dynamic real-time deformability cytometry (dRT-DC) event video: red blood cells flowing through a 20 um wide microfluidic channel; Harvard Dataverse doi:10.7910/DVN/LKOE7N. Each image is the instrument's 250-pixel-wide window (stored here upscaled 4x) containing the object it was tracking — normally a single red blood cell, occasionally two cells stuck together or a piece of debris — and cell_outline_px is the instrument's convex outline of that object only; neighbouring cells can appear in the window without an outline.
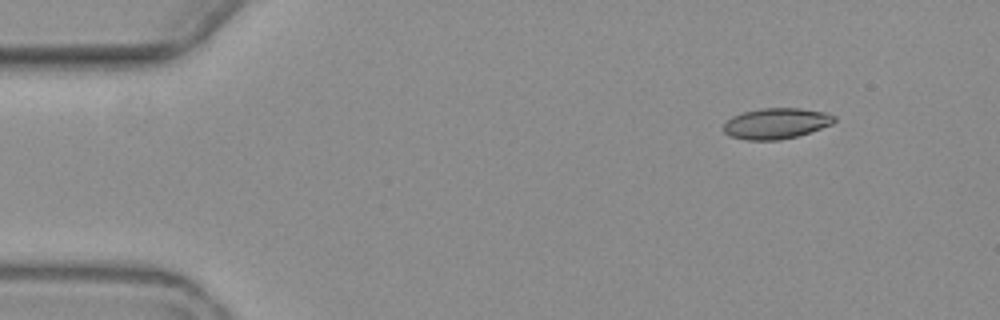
{"species": "common noctule bat (a hibernating species)", "species_latin": "Nyctalus noctula", "temperature_condition": "warm", "stored_images_in_passage": 4, "camera_frame_rate_fps": 3000, "um_per_image_px": 0.085, "animal": {"sex": "female", "body_mass_g": 19.3, "forearm_length_mm": 54.1}, "frame": {"image": 1, "passage_image": 1, "time_ms": 0.0, "image_size_px": [1000, 320], "cell_outline_px": [[836, 120], [832, 124], [796, 136], [780, 140], [744, 140], [728, 136], [724, 132], [724, 124], [732, 116], [744, 112], [760, 108], [800, 108], [828, 112], [836, 116]], "centroid_in_image_um": [65.97, 10.49], "position_along_channel_um": 19.0, "area_um2": 19.94}}
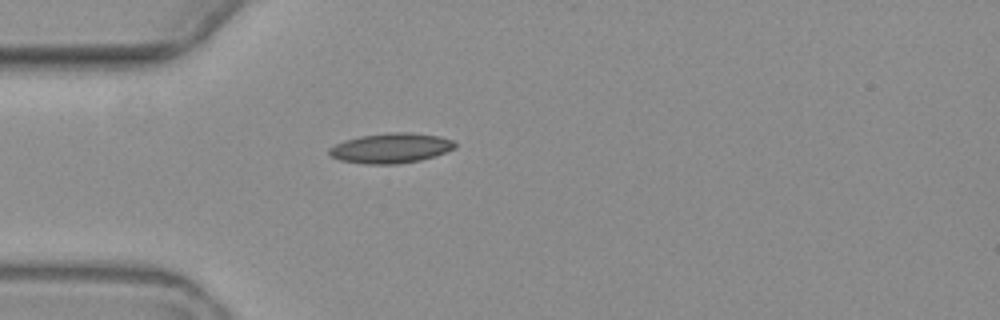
{"frame": {"image": 2, "passage_image": 4, "time_ms": 3.333, "image_size_px": [1000, 320], "cell_outline_px": [[456, 148], [420, 160], [396, 164], [364, 164], [340, 160], [332, 156], [328, 152], [328, 148], [344, 140], [360, 136], [388, 132], [412, 132], [440, 136], [452, 140], [456, 144]], "centroid_in_image_um": [33.21, 12.58], "position_along_channel_um": 51.8, "area_um2": 21.96}}